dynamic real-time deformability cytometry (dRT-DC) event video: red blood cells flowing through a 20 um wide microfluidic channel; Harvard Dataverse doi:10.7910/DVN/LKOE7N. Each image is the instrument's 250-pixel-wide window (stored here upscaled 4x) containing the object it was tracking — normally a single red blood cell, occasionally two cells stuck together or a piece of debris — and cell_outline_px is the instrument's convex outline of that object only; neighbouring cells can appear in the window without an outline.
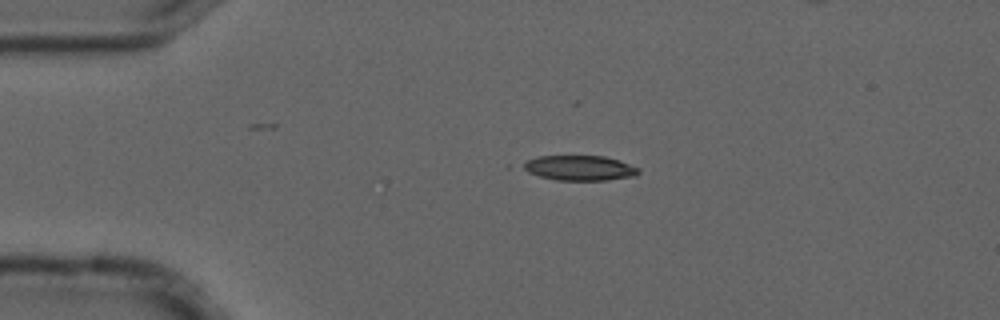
{"species": "common noctule bat (a hibernating species)", "species_latin": "Nyctalus noctula", "temperature_condition": "cold", "stored_images_in_passage": 3, "camera_frame_rate_fps": 3000, "um_per_image_px": 0.085, "animal": {"sex": "male", "forearm_length_mm": 52.5}, "frame": {"image": 1, "passage_image": 2, "time_ms": 0.333, "image_size_px": [1000, 320], "cell_outline_px": [[640, 172], [636, 176], [608, 180], [556, 180], [540, 176], [528, 172], [520, 168], [520, 164], [536, 156], [604, 156], [640, 168]], "centroid_in_image_um": [49.23, 14.28], "position_along_channel_um": 35.8, "area_um2": 16.88}}